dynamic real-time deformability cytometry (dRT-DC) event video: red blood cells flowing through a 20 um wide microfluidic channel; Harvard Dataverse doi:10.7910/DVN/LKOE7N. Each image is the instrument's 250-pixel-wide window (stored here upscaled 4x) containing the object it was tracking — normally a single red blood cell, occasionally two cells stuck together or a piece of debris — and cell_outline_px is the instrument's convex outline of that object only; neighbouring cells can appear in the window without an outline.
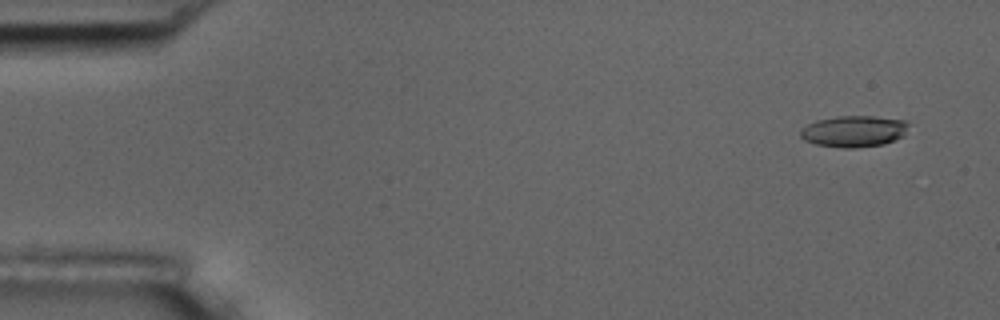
{"species": "common noctule bat (a hibernating species)", "species_latin": "Nyctalus noctula", "temperature_condition": "room temperature", "stored_images_in_passage": 51, "camera_frame_rate_fps": 3000, "um_per_image_px": 0.085, "animal": {"sex": "male", "body_mass_g": 17.5, "forearm_length_mm": 52.3}, "frame": {"image": 1, "passage_image": 1, "time_ms": 0.0, "image_size_px": [1000, 320], "cell_outline_px": [[912, 124], [904, 136], [896, 140], [884, 144], [856, 148], [840, 148], [816, 144], [804, 140], [800, 136], [800, 128], [816, 120], [836, 116], [872, 116], [904, 120]], "centroid_in_image_um": [72.61, 11.16], "position_along_channel_um": 12.4, "area_um2": 20.17}}
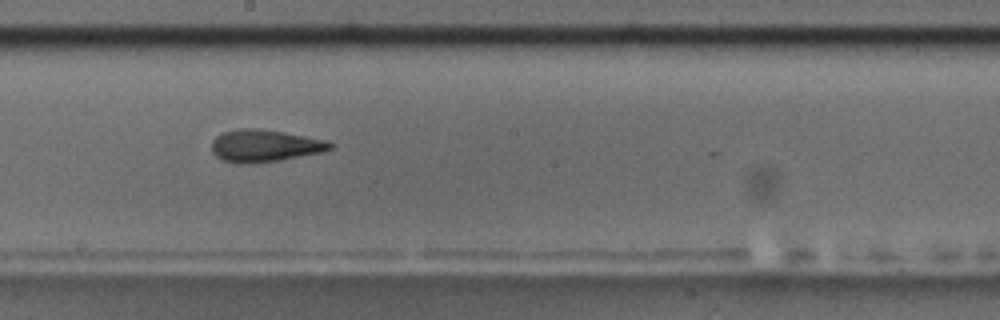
{"frame": {"image": 2, "passage_image": 28, "time_ms": 9.0, "image_size_px": [1000, 320], "cell_outline_px": [[332, 148], [324, 152], [280, 160], [240, 164], [224, 160], [216, 156], [212, 152], [212, 140], [216, 136], [224, 132], [240, 128], [256, 128], [284, 132], [324, 140], [332, 144]], "centroid_in_image_um": [22.48, 12.39], "position_along_channel_um": 225.7, "area_um2": 22.02}}
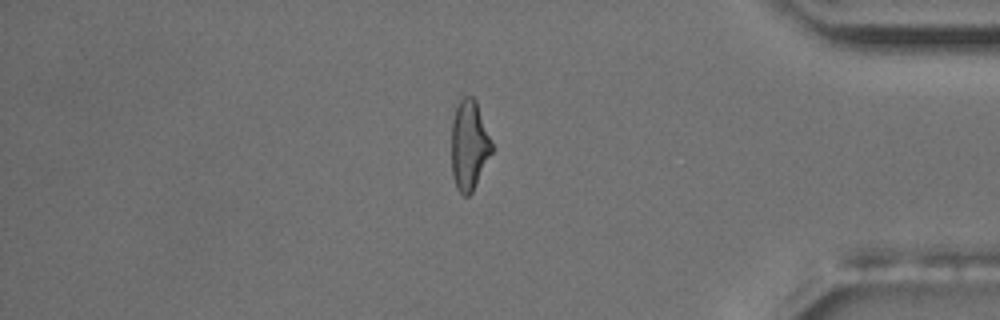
{"frame": {"image": 3, "passage_image": 44, "time_ms": 14.333, "image_size_px": [1000, 320], "cell_outline_px": [[492, 152], [472, 192], [468, 196], [464, 196], [456, 188], [452, 176], [452, 120], [456, 104], [464, 96], [472, 96], [476, 100], [492, 144]], "centroid_in_image_um": [39.86, 12.34], "position_along_channel_um": 395.3, "area_um2": 20.98}}